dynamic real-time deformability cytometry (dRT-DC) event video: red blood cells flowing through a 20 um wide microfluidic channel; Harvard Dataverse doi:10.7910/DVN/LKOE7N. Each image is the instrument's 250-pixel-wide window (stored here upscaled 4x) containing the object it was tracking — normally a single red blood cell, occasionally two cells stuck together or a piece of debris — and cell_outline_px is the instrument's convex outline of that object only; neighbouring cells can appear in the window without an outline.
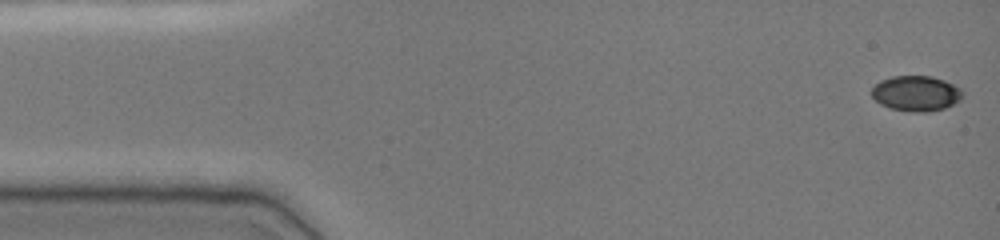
{"species": "common noctule bat (a hibernating species)", "species_latin": "Nyctalus noctula", "temperature_condition": "cold", "stored_images_in_passage": 49, "camera_frame_rate_fps": 3000, "um_per_image_px": 0.085, "animal": {"sex": "female", "body_mass_g": 19.0, "forearm_length_mm": 51.5}, "frame": {"image": 1, "passage_image": 1, "time_ms": 0.0, "image_size_px": [1000, 240], "cell_outline_px": [[964, 96], [960, 100], [944, 108], [928, 112], [924, 112], [892, 108], [880, 104], [872, 96], [872, 88], [880, 80], [892, 76], [932, 76], [944, 80], [960, 88], [964, 92]], "centroid_in_image_um": [77.89, 7.92], "position_along_channel_um": 7.1, "area_um2": 18.55}}
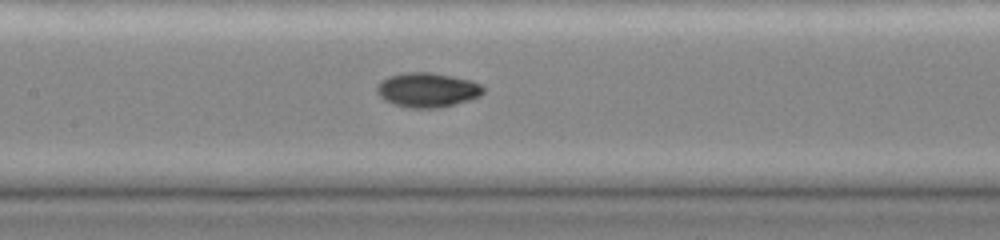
{"frame": {"image": 2, "passage_image": 23, "time_ms": 7.333, "image_size_px": [1000, 240], "cell_outline_px": [[484, 92], [480, 96], [468, 100], [440, 108], [408, 108], [384, 100], [376, 92], [376, 88], [388, 76], [404, 72], [432, 72], [472, 80], [480, 84], [484, 88]], "centroid_in_image_um": [36.35, 7.64], "position_along_channel_um": 171.1, "area_um2": 21.39}}
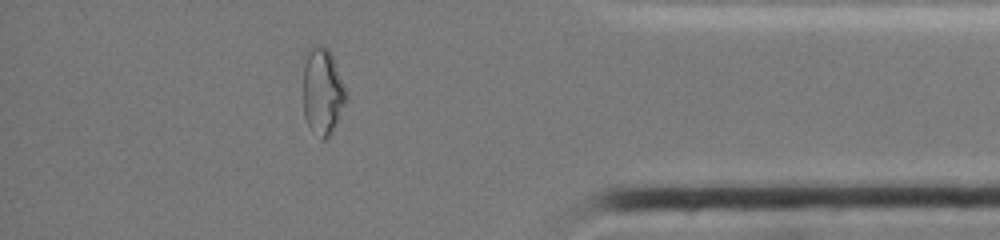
{"frame": {"image": 3, "passage_image": 43, "time_ms": 14.0, "image_size_px": [1000, 240], "cell_outline_px": [[348, 100], [336, 124], [328, 136], [324, 140], [320, 140], [308, 124], [304, 116], [304, 48], [312, 44], [320, 44], [328, 48], [332, 56], [348, 92]], "centroid_in_image_um": [27.42, 7.71], "position_along_channel_um": 407.8, "area_um2": 22.25}, "authors_computed_cell_mechanics": {"area_um2": 20.23, "velocity_mm_per_s": 3.8252, "shape_relaxation_time_tau1_ms": null, "shape_relaxation_time_tau2_ms": 1.9944, "deformation_change_tau1": null, "deformation_change_tau2": 0.0321}}